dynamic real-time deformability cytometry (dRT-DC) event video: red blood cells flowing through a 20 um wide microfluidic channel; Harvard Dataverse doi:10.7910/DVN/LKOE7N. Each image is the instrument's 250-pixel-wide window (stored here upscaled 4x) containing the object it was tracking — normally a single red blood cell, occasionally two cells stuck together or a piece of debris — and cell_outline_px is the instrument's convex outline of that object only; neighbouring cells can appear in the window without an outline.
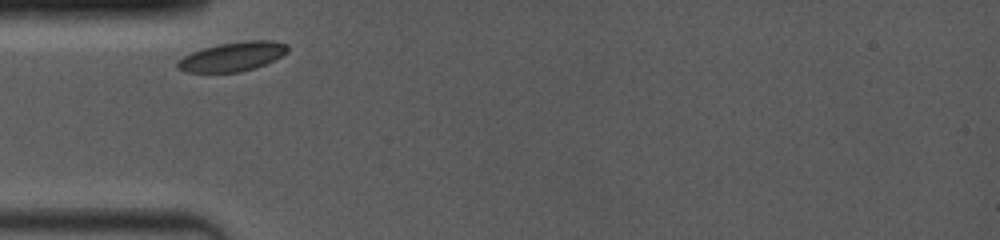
{"species": "common noctule bat (a hibernating species)", "species_latin": "Nyctalus noctula", "temperature_condition": "room temperature", "stored_images_in_passage": 23, "camera_frame_rate_fps": 4000, "um_per_image_px": 0.085, "animal": {"sex": "female", "body_mass_g": 19.0, "forearm_length_mm": 53.3}, "frame": {"image": 1, "passage_image": 1, "time_ms": 0.0, "image_size_px": [1000, 240], "cell_outline_px": [[288, 52], [264, 64], [240, 72], [184, 72], [176, 68], [176, 60], [200, 48], [220, 44], [248, 40], [268, 40], [288, 44]], "centroid_in_image_um": [19.7, 4.81], "position_along_channel_um": 65.3, "area_um2": 18.67}}
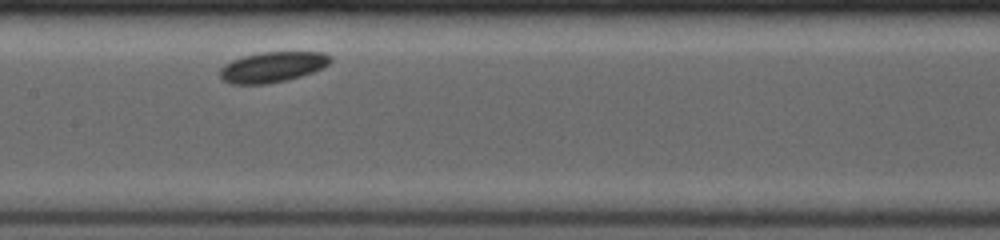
{"frame": {"image": 2, "passage_image": 10, "time_ms": 3.25, "image_size_px": [1000, 240], "cell_outline_px": [[332, 60], [328, 64], [312, 72], [288, 80], [264, 84], [228, 84], [220, 76], [220, 68], [224, 64], [232, 60], [244, 56], [260, 52], [324, 52], [332, 56]], "centroid_in_image_um": [23.15, 5.69], "position_along_channel_um": 184.3, "area_um2": 19.59}}
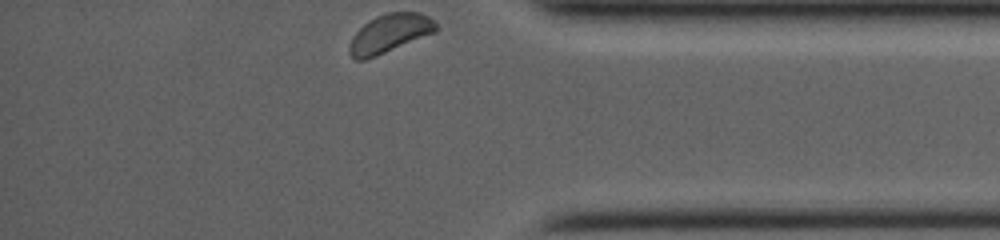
{"frame": {"image": 3, "passage_image": 23, "time_ms": 9.25, "image_size_px": [1000, 240], "cell_outline_px": [[436, 32], [376, 56], [364, 60], [356, 60], [348, 52], [348, 48], [352, 36], [364, 24], [376, 16], [388, 12], [420, 12], [428, 16], [436, 24]], "centroid_in_image_um": [33.1, 2.84], "position_along_channel_um": 402.1, "area_um2": 19.31}}